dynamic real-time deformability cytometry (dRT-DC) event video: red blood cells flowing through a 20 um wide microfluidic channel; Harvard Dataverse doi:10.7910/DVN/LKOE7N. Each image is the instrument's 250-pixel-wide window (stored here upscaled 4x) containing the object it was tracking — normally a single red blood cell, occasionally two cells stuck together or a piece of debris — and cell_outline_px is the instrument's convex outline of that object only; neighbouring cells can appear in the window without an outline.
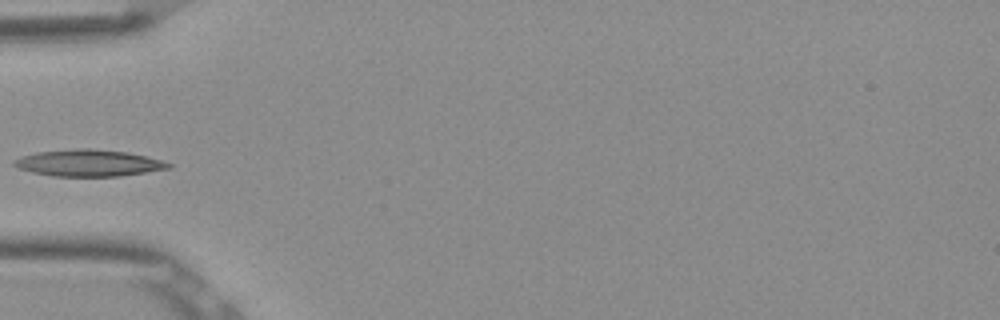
{"species": "Egyptian fruit bat (a non-hibernating species)", "species_latin": "Rousettus aegyptiacus", "temperature_condition": "room temperature", "stored_images_in_passage": 5, "camera_frame_rate_fps": 3000, "um_per_image_px": 0.085, "frame": {"image": 1, "passage_image": 5, "time_ms": 1.333, "image_size_px": [1000, 320], "cell_outline_px": [[172, 168], [120, 176], [52, 176], [32, 172], [20, 168], [12, 164], [12, 160], [20, 156], [36, 152], [80, 148], [92, 148], [128, 152], [160, 160], [172, 164]], "centroid_in_image_um": [7.51, 13.85], "position_along_channel_um": 77.5, "area_um2": 23.99}}